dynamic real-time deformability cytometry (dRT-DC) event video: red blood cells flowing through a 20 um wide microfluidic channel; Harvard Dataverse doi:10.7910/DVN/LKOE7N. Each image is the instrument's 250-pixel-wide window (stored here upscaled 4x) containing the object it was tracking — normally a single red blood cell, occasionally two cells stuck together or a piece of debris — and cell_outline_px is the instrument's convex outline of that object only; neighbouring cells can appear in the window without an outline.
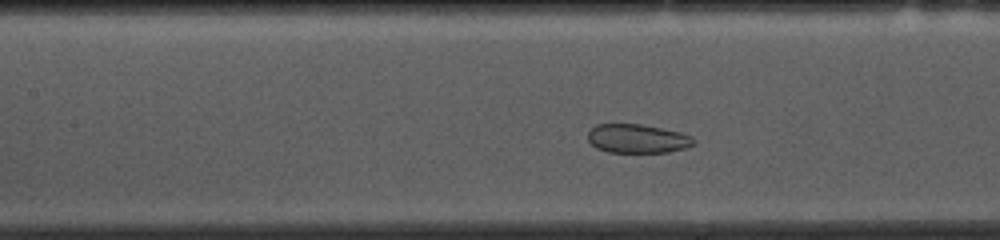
{"species": "common noctule bat (a hibernating species)", "species_latin": "Nyctalus noctula", "temperature_condition": "cold", "stored_images_in_passage": 37, "camera_frame_rate_fps": 3000, "um_per_image_px": 0.085, "animal": {"sex": "female", "body_mass_g": 10.0, "forearm_length_mm": 53.1}, "frame": {"image": 1, "passage_image": 16, "time_ms": 5.0, "image_size_px": [1000, 240], "cell_outline_px": [[696, 144], [684, 148], [668, 152], [608, 152], [596, 148], [588, 140], [588, 132], [596, 124], [640, 124], [680, 132], [692, 136], [696, 140]], "centroid_in_image_um": [54.19, 11.78], "position_along_channel_um": 153.2, "area_um2": 17.8}}